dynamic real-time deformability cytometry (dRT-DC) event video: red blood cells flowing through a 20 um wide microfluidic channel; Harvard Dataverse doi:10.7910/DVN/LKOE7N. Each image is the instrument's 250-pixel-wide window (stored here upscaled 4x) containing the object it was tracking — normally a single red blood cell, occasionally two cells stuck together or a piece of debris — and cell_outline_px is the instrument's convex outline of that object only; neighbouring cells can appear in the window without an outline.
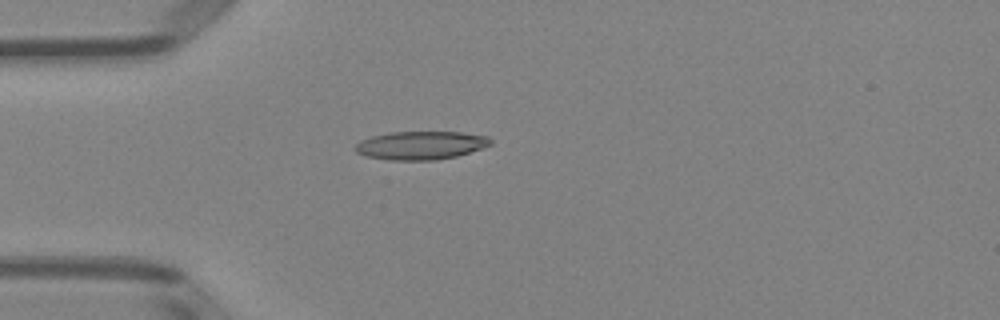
{"species": "Egyptian fruit bat (a non-hibernating species)", "species_latin": "Rousettus aegyptiacus", "temperature_condition": "room temperature", "stored_images_in_passage": 5, "camera_frame_rate_fps": 3000, "um_per_image_px": 0.085, "animal": {"sex": "female"}, "frame": {"image": 1, "passage_image": 4, "time_ms": 3.667, "image_size_px": [1000, 320], "cell_outline_px": [[492, 144], [456, 156], [436, 160], [388, 160], [364, 156], [356, 152], [352, 148], [360, 140], [372, 136], [392, 132], [460, 132], [488, 136], [492, 140]], "centroid_in_image_um": [35.72, 12.35], "position_along_channel_um": 49.3, "area_um2": 22.37}}